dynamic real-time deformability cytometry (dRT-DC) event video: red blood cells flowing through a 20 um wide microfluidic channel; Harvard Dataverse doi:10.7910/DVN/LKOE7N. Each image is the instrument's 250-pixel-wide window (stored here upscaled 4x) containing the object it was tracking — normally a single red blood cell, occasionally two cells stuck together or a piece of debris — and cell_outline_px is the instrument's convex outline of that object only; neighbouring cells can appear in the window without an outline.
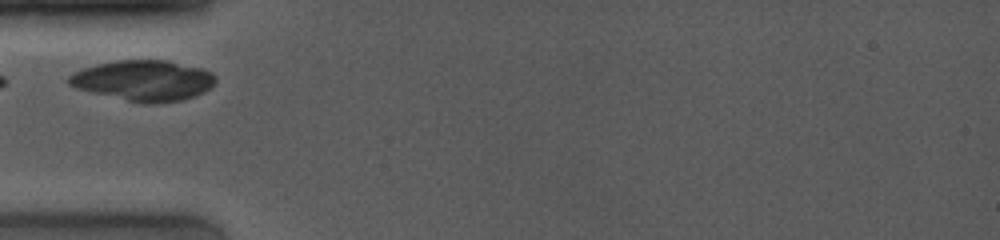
{"species": "common noctule bat (a hibernating species)", "species_latin": "Nyctalus noctula", "temperature_condition": "room temperature", "stored_images_in_passage": 1, "camera_frame_rate_fps": 4000, "um_per_image_px": 0.085, "animal": {"sex": "female", "body_mass_g": 19.0, "forearm_length_mm": 53.3}, "frame": {"image": 1, "passage_image": 1, "time_ms": 0.0, "image_size_px": [1000, 240], "cell_outline_px": [[216, 80], [204, 92], [196, 96], [184, 100], [152, 104], [140, 104], [76, 88], [68, 84], [68, 76], [84, 68], [96, 64], [116, 60], [168, 60], [200, 68], [212, 72], [216, 76]], "centroid_in_image_um": [12.22, 6.85], "position_along_channel_um": 72.8, "area_um2": 34.8}}